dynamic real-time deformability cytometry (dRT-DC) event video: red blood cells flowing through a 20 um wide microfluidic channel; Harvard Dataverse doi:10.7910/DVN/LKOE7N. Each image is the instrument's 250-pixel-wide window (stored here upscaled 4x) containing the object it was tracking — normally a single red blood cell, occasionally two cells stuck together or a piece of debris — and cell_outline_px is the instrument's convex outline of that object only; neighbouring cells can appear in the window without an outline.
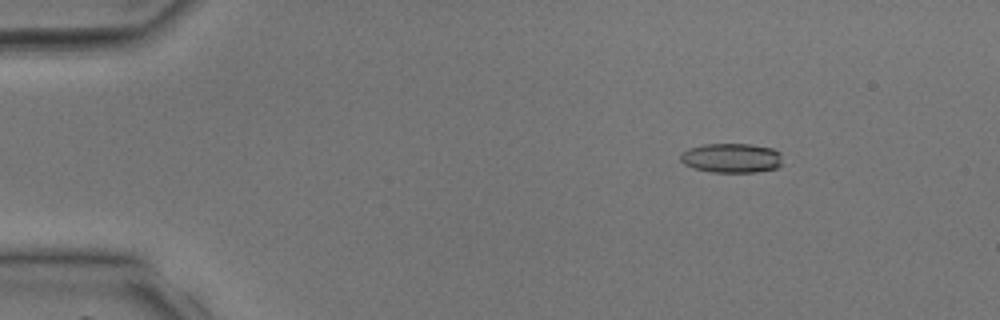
{"species": "common noctule bat (a hibernating species)", "species_latin": "Nyctalus noctula", "temperature_condition": "room temperature", "stored_images_in_passage": 14, "camera_frame_rate_fps": 3000, "um_per_image_px": 0.085, "animal": {"sex": "male", "body_mass_g": 17.9, "forearm_length_mm": 54.2}, "frame": {"image": 1, "passage_image": 5, "time_ms": 1.333, "image_size_px": [1000, 320], "cell_outline_px": [[780, 164], [776, 168], [756, 172], [712, 172], [692, 168], [684, 164], [680, 160], [680, 152], [688, 148], [704, 144], [752, 144], [772, 148], [780, 152]], "centroid_in_image_um": [62.13, 13.42], "position_along_channel_um": 22.9, "area_um2": 17.63}}
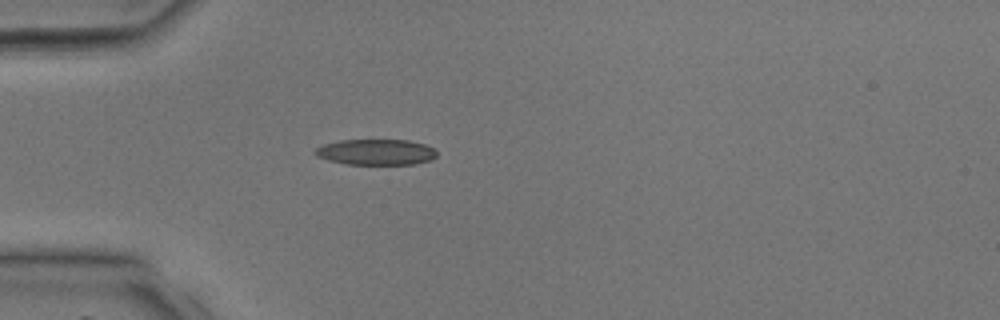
{"frame": {"image": 2, "passage_image": 11, "time_ms": 3.333, "image_size_px": [1000, 320], "cell_outline_px": [[436, 156], [432, 160], [416, 164], [344, 164], [328, 160], [316, 156], [312, 152], [316, 148], [324, 144], [340, 140], [408, 140], [424, 144], [432, 148], [436, 152]], "centroid_in_image_um": [31.94, 12.93], "position_along_channel_um": 53.1, "area_um2": 18.32}}